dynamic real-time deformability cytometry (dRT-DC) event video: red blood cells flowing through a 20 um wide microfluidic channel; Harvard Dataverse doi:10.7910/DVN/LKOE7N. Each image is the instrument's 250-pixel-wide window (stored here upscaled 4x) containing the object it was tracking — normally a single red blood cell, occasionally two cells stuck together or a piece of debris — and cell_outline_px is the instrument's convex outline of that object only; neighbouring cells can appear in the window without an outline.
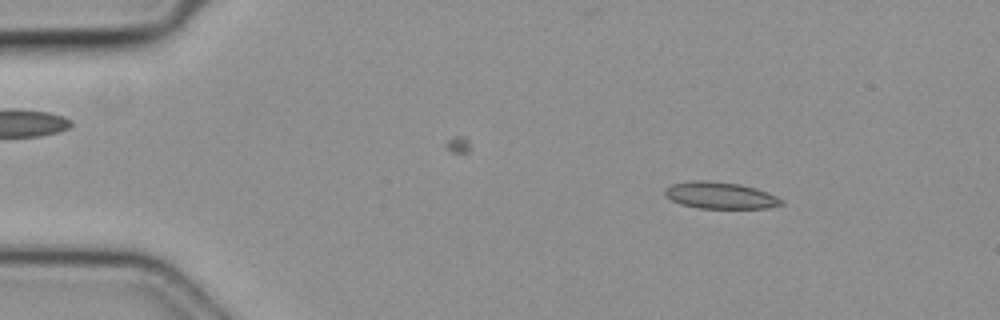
{"species": "common noctule bat (a hibernating species)", "species_latin": "Nyctalus noctula", "temperature_condition": "cold", "stored_images_in_passage": 12, "camera_frame_rate_fps": 3000, "um_per_image_px": 0.085, "animal": {"sex": "female", "body_mass_g": 19.3, "forearm_length_mm": 54.1}, "frame": {"image": 1, "passage_image": 6, "time_ms": 1.667, "image_size_px": [1000, 320], "cell_outline_px": [[784, 204], [768, 208], [696, 208], [680, 204], [672, 200], [664, 192], [664, 188], [672, 184], [692, 180], [704, 180], [740, 184], [756, 188], [776, 196], [784, 200]], "centroid_in_image_um": [61.22, 16.61], "position_along_channel_um": 23.8, "area_um2": 18.15}}